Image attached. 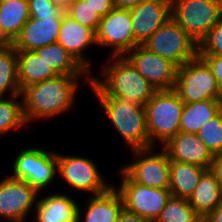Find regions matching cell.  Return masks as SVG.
<instances>
[{"label":"cell","mask_w":222,"mask_h":222,"mask_svg":"<svg viewBox=\"0 0 222 222\" xmlns=\"http://www.w3.org/2000/svg\"><path fill=\"white\" fill-rule=\"evenodd\" d=\"M83 77L88 84L91 82V76L58 75L24 87L21 96L27 126L32 120L54 118L75 107L76 93Z\"/></svg>","instance_id":"1"},{"label":"cell","mask_w":222,"mask_h":222,"mask_svg":"<svg viewBox=\"0 0 222 222\" xmlns=\"http://www.w3.org/2000/svg\"><path fill=\"white\" fill-rule=\"evenodd\" d=\"M105 62L97 76L91 75L89 86L95 97L125 98L145 106L157 91L125 56H108Z\"/></svg>","instance_id":"2"},{"label":"cell","mask_w":222,"mask_h":222,"mask_svg":"<svg viewBox=\"0 0 222 222\" xmlns=\"http://www.w3.org/2000/svg\"><path fill=\"white\" fill-rule=\"evenodd\" d=\"M184 102L174 89L157 90L144 106L150 147L165 145L180 132Z\"/></svg>","instance_id":"3"},{"label":"cell","mask_w":222,"mask_h":222,"mask_svg":"<svg viewBox=\"0 0 222 222\" xmlns=\"http://www.w3.org/2000/svg\"><path fill=\"white\" fill-rule=\"evenodd\" d=\"M96 99L131 151L150 148L144 106L125 98L97 97Z\"/></svg>","instance_id":"4"},{"label":"cell","mask_w":222,"mask_h":222,"mask_svg":"<svg viewBox=\"0 0 222 222\" xmlns=\"http://www.w3.org/2000/svg\"><path fill=\"white\" fill-rule=\"evenodd\" d=\"M149 51L181 67L199 56L197 43L171 17L143 44Z\"/></svg>","instance_id":"5"},{"label":"cell","mask_w":222,"mask_h":222,"mask_svg":"<svg viewBox=\"0 0 222 222\" xmlns=\"http://www.w3.org/2000/svg\"><path fill=\"white\" fill-rule=\"evenodd\" d=\"M171 18L197 43L222 17V0H170Z\"/></svg>","instance_id":"6"},{"label":"cell","mask_w":222,"mask_h":222,"mask_svg":"<svg viewBox=\"0 0 222 222\" xmlns=\"http://www.w3.org/2000/svg\"><path fill=\"white\" fill-rule=\"evenodd\" d=\"M174 90L184 103L222 100L217 80L199 56L177 68Z\"/></svg>","instance_id":"7"},{"label":"cell","mask_w":222,"mask_h":222,"mask_svg":"<svg viewBox=\"0 0 222 222\" xmlns=\"http://www.w3.org/2000/svg\"><path fill=\"white\" fill-rule=\"evenodd\" d=\"M12 166V178L24 180L41 193L49 185H54L52 183L57 178V152L35 146L25 148L16 155Z\"/></svg>","instance_id":"8"},{"label":"cell","mask_w":222,"mask_h":222,"mask_svg":"<svg viewBox=\"0 0 222 222\" xmlns=\"http://www.w3.org/2000/svg\"><path fill=\"white\" fill-rule=\"evenodd\" d=\"M57 174L76 192L91 195L102 194L114 185L105 180L96 162L88 157L57 153Z\"/></svg>","instance_id":"9"},{"label":"cell","mask_w":222,"mask_h":222,"mask_svg":"<svg viewBox=\"0 0 222 222\" xmlns=\"http://www.w3.org/2000/svg\"><path fill=\"white\" fill-rule=\"evenodd\" d=\"M121 180L115 189L120 193L124 208L154 222L172 196L169 189L151 188L134 182L120 167Z\"/></svg>","instance_id":"10"},{"label":"cell","mask_w":222,"mask_h":222,"mask_svg":"<svg viewBox=\"0 0 222 222\" xmlns=\"http://www.w3.org/2000/svg\"><path fill=\"white\" fill-rule=\"evenodd\" d=\"M132 150L133 161L120 168L136 183L151 187L169 189L170 159L160 147Z\"/></svg>","instance_id":"11"},{"label":"cell","mask_w":222,"mask_h":222,"mask_svg":"<svg viewBox=\"0 0 222 222\" xmlns=\"http://www.w3.org/2000/svg\"><path fill=\"white\" fill-rule=\"evenodd\" d=\"M96 45L109 46L110 56H125L135 46L131 14L129 10L114 8L106 16L101 17L95 32Z\"/></svg>","instance_id":"12"},{"label":"cell","mask_w":222,"mask_h":222,"mask_svg":"<svg viewBox=\"0 0 222 222\" xmlns=\"http://www.w3.org/2000/svg\"><path fill=\"white\" fill-rule=\"evenodd\" d=\"M41 196L24 180L10 175L0 180V217L8 222H25Z\"/></svg>","instance_id":"13"},{"label":"cell","mask_w":222,"mask_h":222,"mask_svg":"<svg viewBox=\"0 0 222 222\" xmlns=\"http://www.w3.org/2000/svg\"><path fill=\"white\" fill-rule=\"evenodd\" d=\"M125 57L156 90L174 89L178 67L170 60L143 45L135 46Z\"/></svg>","instance_id":"14"},{"label":"cell","mask_w":222,"mask_h":222,"mask_svg":"<svg viewBox=\"0 0 222 222\" xmlns=\"http://www.w3.org/2000/svg\"><path fill=\"white\" fill-rule=\"evenodd\" d=\"M57 42L62 45L90 75L93 74V62L85 55L90 45H96L95 32L92 29L81 25L65 13L60 25Z\"/></svg>","instance_id":"15"},{"label":"cell","mask_w":222,"mask_h":222,"mask_svg":"<svg viewBox=\"0 0 222 222\" xmlns=\"http://www.w3.org/2000/svg\"><path fill=\"white\" fill-rule=\"evenodd\" d=\"M135 40L142 45L171 17L170 0H146L129 10Z\"/></svg>","instance_id":"16"},{"label":"cell","mask_w":222,"mask_h":222,"mask_svg":"<svg viewBox=\"0 0 222 222\" xmlns=\"http://www.w3.org/2000/svg\"><path fill=\"white\" fill-rule=\"evenodd\" d=\"M63 17L30 18L11 44L17 51H35L57 42Z\"/></svg>","instance_id":"17"},{"label":"cell","mask_w":222,"mask_h":222,"mask_svg":"<svg viewBox=\"0 0 222 222\" xmlns=\"http://www.w3.org/2000/svg\"><path fill=\"white\" fill-rule=\"evenodd\" d=\"M162 148L170 161L188 163L207 170L214 156L197 134L178 132Z\"/></svg>","instance_id":"18"},{"label":"cell","mask_w":222,"mask_h":222,"mask_svg":"<svg viewBox=\"0 0 222 222\" xmlns=\"http://www.w3.org/2000/svg\"><path fill=\"white\" fill-rule=\"evenodd\" d=\"M77 201L62 193H50L37 200L35 221L32 222H78Z\"/></svg>","instance_id":"19"},{"label":"cell","mask_w":222,"mask_h":222,"mask_svg":"<svg viewBox=\"0 0 222 222\" xmlns=\"http://www.w3.org/2000/svg\"><path fill=\"white\" fill-rule=\"evenodd\" d=\"M87 198V210H83V217L79 206L78 222H116L124 208L122 197L115 185L102 194L90 195Z\"/></svg>","instance_id":"20"},{"label":"cell","mask_w":222,"mask_h":222,"mask_svg":"<svg viewBox=\"0 0 222 222\" xmlns=\"http://www.w3.org/2000/svg\"><path fill=\"white\" fill-rule=\"evenodd\" d=\"M222 200V187L215 177L206 170L199 179L193 194L188 198L189 205L204 219Z\"/></svg>","instance_id":"21"},{"label":"cell","mask_w":222,"mask_h":222,"mask_svg":"<svg viewBox=\"0 0 222 222\" xmlns=\"http://www.w3.org/2000/svg\"><path fill=\"white\" fill-rule=\"evenodd\" d=\"M17 67L21 90L28 85L58 76L35 51H17Z\"/></svg>","instance_id":"22"},{"label":"cell","mask_w":222,"mask_h":222,"mask_svg":"<svg viewBox=\"0 0 222 222\" xmlns=\"http://www.w3.org/2000/svg\"><path fill=\"white\" fill-rule=\"evenodd\" d=\"M222 110V100H202L184 103L180 132L197 134L198 131Z\"/></svg>","instance_id":"23"},{"label":"cell","mask_w":222,"mask_h":222,"mask_svg":"<svg viewBox=\"0 0 222 222\" xmlns=\"http://www.w3.org/2000/svg\"><path fill=\"white\" fill-rule=\"evenodd\" d=\"M30 19L27 0H4L0 2V31L12 44L22 27Z\"/></svg>","instance_id":"24"},{"label":"cell","mask_w":222,"mask_h":222,"mask_svg":"<svg viewBox=\"0 0 222 222\" xmlns=\"http://www.w3.org/2000/svg\"><path fill=\"white\" fill-rule=\"evenodd\" d=\"M206 168L196 165L170 161V185L172 196L188 199L198 185Z\"/></svg>","instance_id":"25"},{"label":"cell","mask_w":222,"mask_h":222,"mask_svg":"<svg viewBox=\"0 0 222 222\" xmlns=\"http://www.w3.org/2000/svg\"><path fill=\"white\" fill-rule=\"evenodd\" d=\"M58 75L91 76L58 42L35 50Z\"/></svg>","instance_id":"26"},{"label":"cell","mask_w":222,"mask_h":222,"mask_svg":"<svg viewBox=\"0 0 222 222\" xmlns=\"http://www.w3.org/2000/svg\"><path fill=\"white\" fill-rule=\"evenodd\" d=\"M17 50L10 45L0 48V97L20 95Z\"/></svg>","instance_id":"27"},{"label":"cell","mask_w":222,"mask_h":222,"mask_svg":"<svg viewBox=\"0 0 222 222\" xmlns=\"http://www.w3.org/2000/svg\"><path fill=\"white\" fill-rule=\"evenodd\" d=\"M26 125L21 94L0 97V135L21 130Z\"/></svg>","instance_id":"28"},{"label":"cell","mask_w":222,"mask_h":222,"mask_svg":"<svg viewBox=\"0 0 222 222\" xmlns=\"http://www.w3.org/2000/svg\"><path fill=\"white\" fill-rule=\"evenodd\" d=\"M188 199L171 196L154 222H202Z\"/></svg>","instance_id":"29"},{"label":"cell","mask_w":222,"mask_h":222,"mask_svg":"<svg viewBox=\"0 0 222 222\" xmlns=\"http://www.w3.org/2000/svg\"><path fill=\"white\" fill-rule=\"evenodd\" d=\"M197 136L213 155L222 153V110L198 131Z\"/></svg>","instance_id":"30"},{"label":"cell","mask_w":222,"mask_h":222,"mask_svg":"<svg viewBox=\"0 0 222 222\" xmlns=\"http://www.w3.org/2000/svg\"><path fill=\"white\" fill-rule=\"evenodd\" d=\"M65 12L81 25L97 31L101 17L84 0H73Z\"/></svg>","instance_id":"31"},{"label":"cell","mask_w":222,"mask_h":222,"mask_svg":"<svg viewBox=\"0 0 222 222\" xmlns=\"http://www.w3.org/2000/svg\"><path fill=\"white\" fill-rule=\"evenodd\" d=\"M199 55H222V17L199 42Z\"/></svg>","instance_id":"32"},{"label":"cell","mask_w":222,"mask_h":222,"mask_svg":"<svg viewBox=\"0 0 222 222\" xmlns=\"http://www.w3.org/2000/svg\"><path fill=\"white\" fill-rule=\"evenodd\" d=\"M30 18L63 17L65 10L53 4L51 0H27Z\"/></svg>","instance_id":"33"},{"label":"cell","mask_w":222,"mask_h":222,"mask_svg":"<svg viewBox=\"0 0 222 222\" xmlns=\"http://www.w3.org/2000/svg\"><path fill=\"white\" fill-rule=\"evenodd\" d=\"M208 65L213 76L217 80L220 93L222 95V55H199Z\"/></svg>","instance_id":"34"},{"label":"cell","mask_w":222,"mask_h":222,"mask_svg":"<svg viewBox=\"0 0 222 222\" xmlns=\"http://www.w3.org/2000/svg\"><path fill=\"white\" fill-rule=\"evenodd\" d=\"M100 17L106 16L115 8L113 0H84Z\"/></svg>","instance_id":"35"},{"label":"cell","mask_w":222,"mask_h":222,"mask_svg":"<svg viewBox=\"0 0 222 222\" xmlns=\"http://www.w3.org/2000/svg\"><path fill=\"white\" fill-rule=\"evenodd\" d=\"M222 187V153L215 154L208 168Z\"/></svg>","instance_id":"36"},{"label":"cell","mask_w":222,"mask_h":222,"mask_svg":"<svg viewBox=\"0 0 222 222\" xmlns=\"http://www.w3.org/2000/svg\"><path fill=\"white\" fill-rule=\"evenodd\" d=\"M116 222H149V221L123 208L122 211L119 213Z\"/></svg>","instance_id":"37"},{"label":"cell","mask_w":222,"mask_h":222,"mask_svg":"<svg viewBox=\"0 0 222 222\" xmlns=\"http://www.w3.org/2000/svg\"><path fill=\"white\" fill-rule=\"evenodd\" d=\"M144 1L146 0H113V3L117 9L130 10Z\"/></svg>","instance_id":"38"},{"label":"cell","mask_w":222,"mask_h":222,"mask_svg":"<svg viewBox=\"0 0 222 222\" xmlns=\"http://www.w3.org/2000/svg\"><path fill=\"white\" fill-rule=\"evenodd\" d=\"M202 222H222V200L221 203L202 220Z\"/></svg>","instance_id":"39"},{"label":"cell","mask_w":222,"mask_h":222,"mask_svg":"<svg viewBox=\"0 0 222 222\" xmlns=\"http://www.w3.org/2000/svg\"><path fill=\"white\" fill-rule=\"evenodd\" d=\"M73 0H51V2L57 6H59L60 8H62L63 10H66L69 6V4L72 2Z\"/></svg>","instance_id":"40"},{"label":"cell","mask_w":222,"mask_h":222,"mask_svg":"<svg viewBox=\"0 0 222 222\" xmlns=\"http://www.w3.org/2000/svg\"><path fill=\"white\" fill-rule=\"evenodd\" d=\"M11 43L4 37V35L0 31V48L9 47Z\"/></svg>","instance_id":"41"}]
</instances>
